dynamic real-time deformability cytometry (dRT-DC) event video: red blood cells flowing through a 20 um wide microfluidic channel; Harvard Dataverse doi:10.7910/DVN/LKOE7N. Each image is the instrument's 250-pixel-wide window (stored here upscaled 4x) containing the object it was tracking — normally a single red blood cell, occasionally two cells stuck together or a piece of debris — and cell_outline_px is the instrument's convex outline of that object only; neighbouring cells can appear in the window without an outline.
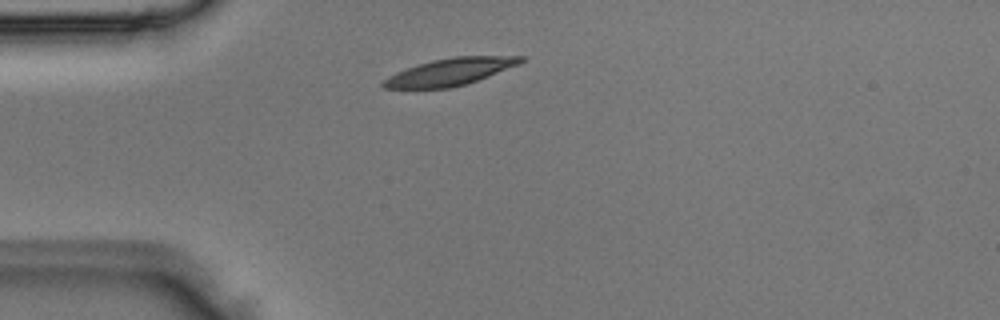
{"species": "Egyptian fruit bat (a non-hibernating species)", "species_latin": "Rousettus aegyptiacus", "temperature_condition": "room temperature", "stored_images_in_passage": 2, "camera_frame_rate_fps": 3000, "um_per_image_px": 0.085, "animal": {"sex": "male"}, "frame": {"image": 1, "passage_image": 1, "time_ms": 0.0, "image_size_px": [1000, 320], "cell_outline_px": [[524, 60], [520, 64], [488, 76], [464, 84], [448, 88], [384, 88], [380, 84], [388, 76], [396, 72], [432, 60], [456, 56], [524, 56]], "centroid_in_image_um": [38.26, 6.1], "position_along_channel_um": 46.7, "area_um2": 21.33}}
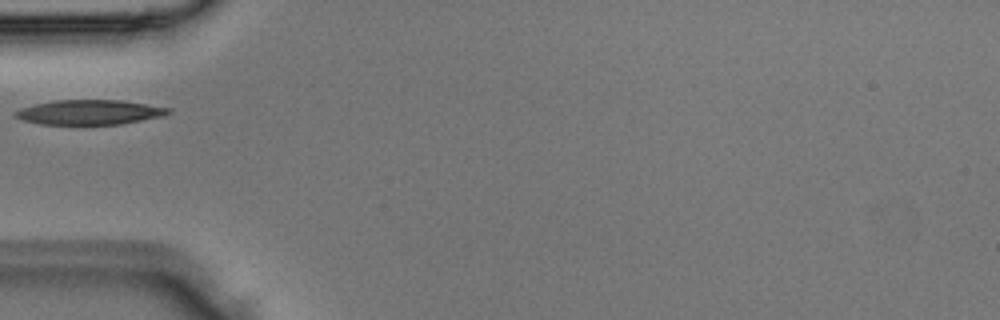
{"frame": {"image": 2, "passage_image": 2, "time_ms": 0.333, "image_size_px": [1000, 320], "cell_outline_px": [[172, 112], [164, 116], [120, 124], [40, 124], [20, 120], [16, 116], [16, 112], [20, 108], [36, 104], [56, 100], [120, 100], [172, 108]], "centroid_in_image_um": [7.65, 9.54], "position_along_channel_um": 77.4, "area_um2": 21.96}}